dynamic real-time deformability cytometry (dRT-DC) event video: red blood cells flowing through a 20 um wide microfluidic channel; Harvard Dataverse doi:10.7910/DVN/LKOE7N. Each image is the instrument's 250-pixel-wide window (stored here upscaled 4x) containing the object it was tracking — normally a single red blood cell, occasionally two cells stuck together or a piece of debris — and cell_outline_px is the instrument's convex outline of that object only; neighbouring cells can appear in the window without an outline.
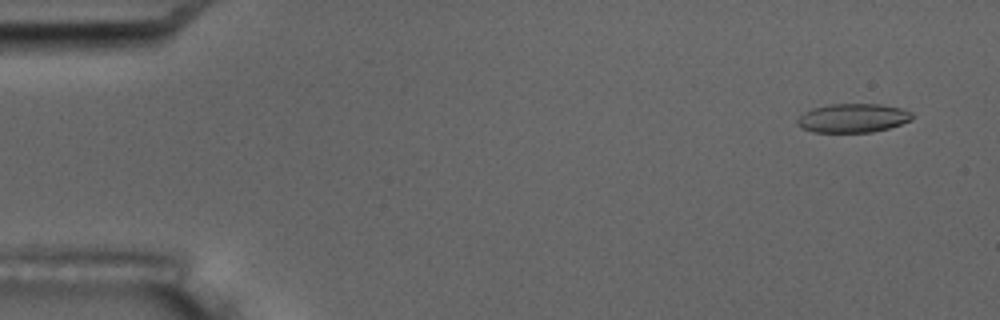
{"species": "common noctule bat (a hibernating species)", "species_latin": "Nyctalus noctula", "temperature_condition": "room temperature", "stored_images_in_passage": 6, "camera_frame_rate_fps": 3000, "um_per_image_px": 0.085, "animal": {"sex": "male", "body_mass_g": 17.5, "forearm_length_mm": 52.3}, "frame": {"image": 1, "passage_image": 1, "time_ms": 0.0, "image_size_px": [1000, 320], "cell_outline_px": [[912, 120], [888, 128], [872, 132], [812, 132], [800, 128], [796, 124], [796, 120], [804, 112], [812, 108], [832, 104], [880, 104], [900, 108], [912, 112]], "centroid_in_image_um": [72.46, 10.04], "position_along_channel_um": 12.5, "area_um2": 19.36}}
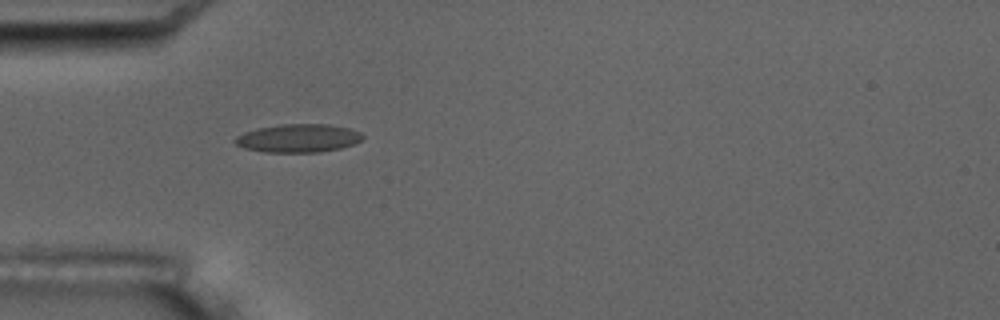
{"frame": {"image": 2, "passage_image": 5, "time_ms": 4.667, "image_size_px": [1000, 320], "cell_outline_px": [[364, 136], [360, 140], [352, 144], [340, 148], [320, 152], [264, 152], [244, 148], [236, 144], [232, 140], [236, 136], [244, 132], [256, 128], [280, 124], [328, 124], [348, 128], [360, 132]], "centroid_in_image_um": [25.3, 11.74], "position_along_channel_um": 59.7, "area_um2": 21.04}}